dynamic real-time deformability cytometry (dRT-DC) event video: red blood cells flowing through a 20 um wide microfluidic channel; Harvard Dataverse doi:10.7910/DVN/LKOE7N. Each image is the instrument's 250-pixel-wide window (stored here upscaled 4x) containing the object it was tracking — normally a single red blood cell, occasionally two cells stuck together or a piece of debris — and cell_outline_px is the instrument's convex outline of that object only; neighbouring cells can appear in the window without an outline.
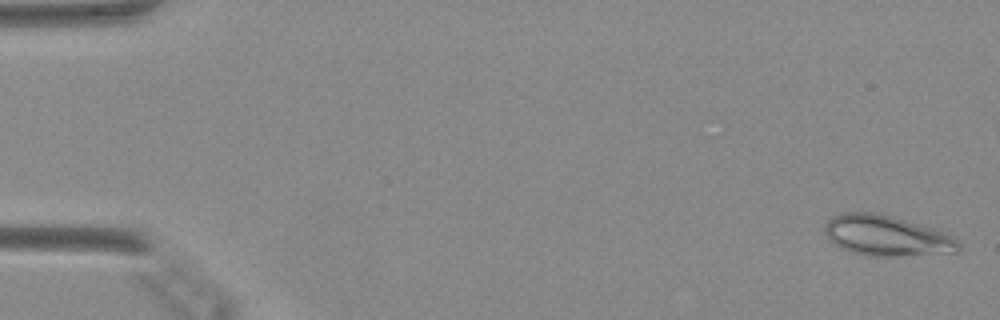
{"species": "Egyptian fruit bat (a non-hibernating species)", "species_latin": "Rousettus aegyptiacus", "temperature_condition": "warm", "stored_images_in_passage": 50, "camera_frame_rate_fps": 3000, "um_per_image_px": 0.085, "animal": {"sex": "female"}, "frame": {"image": 1, "passage_image": 2, "time_ms": 0.333, "image_size_px": [1000, 320], "cell_outline_px": [[960, 252], [892, 256], [872, 256], [848, 252], [836, 244], [828, 236], [824, 228], [824, 224], [832, 216], [844, 212], [872, 212], [892, 216], [952, 236], [960, 244]], "centroid_in_image_um": [75.32, 20.04], "position_along_channel_um": 9.7, "area_um2": 30.98}}
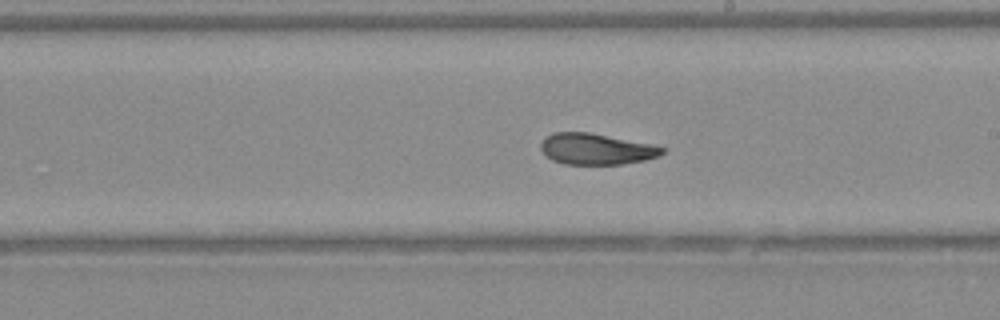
{"frame": {"image": 2, "passage_image": 29, "time_ms": 9.333, "image_size_px": [1000, 320], "cell_outline_px": [[664, 152], [656, 156], [644, 160], [620, 164], [564, 164], [552, 160], [540, 148], [540, 144], [548, 136], [556, 132], [588, 132], [648, 144], [664, 148]], "centroid_in_image_um": [50.63, 12.67], "position_along_channel_um": 238.4, "area_um2": 21.39}}
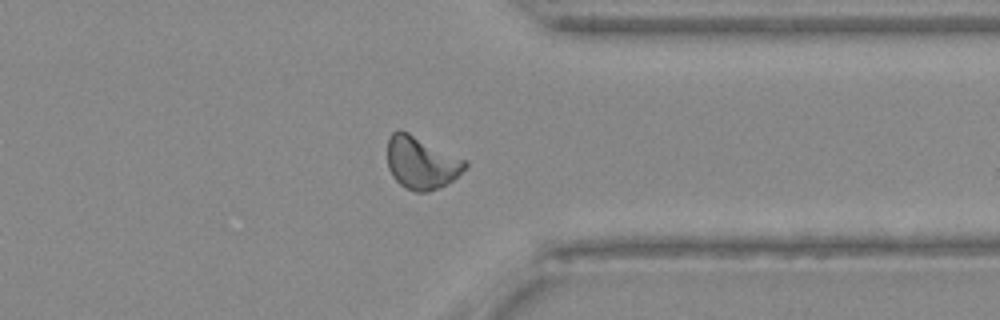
{"frame": {"image": 3, "passage_image": 39, "time_ms": 12.667, "image_size_px": [1000, 320], "cell_outline_px": [[468, 164], [452, 180], [428, 192], [416, 192], [404, 188], [392, 176], [388, 168], [388, 136], [392, 132], [400, 128], [468, 160]], "centroid_in_image_um": [35.79, 13.8], "position_along_channel_um": 375.6, "area_um2": 23.87}}